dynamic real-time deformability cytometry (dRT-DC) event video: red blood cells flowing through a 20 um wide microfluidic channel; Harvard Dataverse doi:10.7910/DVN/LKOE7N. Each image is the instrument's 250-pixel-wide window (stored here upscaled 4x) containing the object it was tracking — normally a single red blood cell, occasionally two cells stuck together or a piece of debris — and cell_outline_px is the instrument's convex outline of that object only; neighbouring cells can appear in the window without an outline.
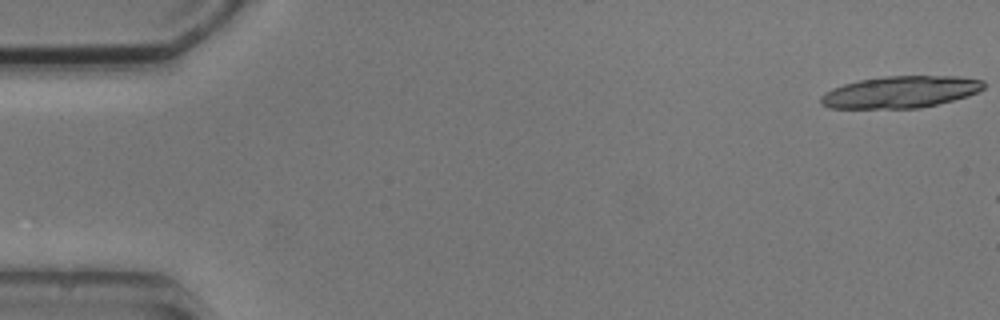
{"species": "common noctule bat (a hibernating species)", "species_latin": "Nyctalus noctula", "temperature_condition": "cold", "stored_images_in_passage": 3, "camera_frame_rate_fps": 3000, "um_per_image_px": 0.085, "animal": {"sex": "male", "body_mass_g": 20.5, "forearm_length_mm": 52.5}, "frame": {"image": 1, "passage_image": 1, "time_ms": 0.0, "image_size_px": [1000, 320], "cell_outline_px": [[984, 88], [980, 92], [968, 96], [920, 108], [828, 108], [820, 104], [820, 96], [824, 92], [832, 88], [844, 84], [860, 80], [884, 76], [960, 76], [984, 80]], "centroid_in_image_um": [76.54, 7.82], "position_along_channel_um": 8.5, "area_um2": 30.4}}